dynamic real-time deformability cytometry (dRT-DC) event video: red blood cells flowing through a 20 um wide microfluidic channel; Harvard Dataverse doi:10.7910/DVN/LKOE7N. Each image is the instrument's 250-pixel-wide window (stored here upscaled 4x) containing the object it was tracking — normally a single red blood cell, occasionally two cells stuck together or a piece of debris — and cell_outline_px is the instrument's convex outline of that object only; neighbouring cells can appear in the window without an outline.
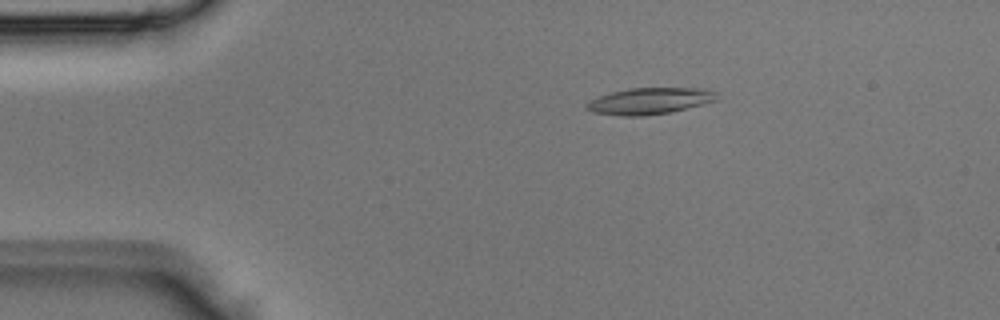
{"species": "Egyptian fruit bat (a non-hibernating species)", "species_latin": "Rousettus aegyptiacus", "temperature_condition": "room temperature", "stored_images_in_passage": 3, "camera_frame_rate_fps": 3000, "um_per_image_px": 0.085, "animal": {"sex": "male"}, "frame": {"image": 1, "passage_image": 2, "time_ms": 0.333, "image_size_px": [1000, 320], "cell_outline_px": [[716, 100], [704, 104], [672, 112], [644, 116], [620, 116], [592, 112], [584, 104], [600, 96], [612, 92], [628, 88], [704, 88], [716, 92]], "centroid_in_image_um": [55.24, 8.59], "position_along_channel_um": 29.8, "area_um2": 20.06}}